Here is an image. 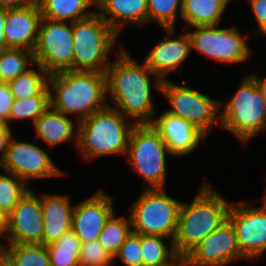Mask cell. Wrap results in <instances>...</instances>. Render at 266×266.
<instances>
[{"label":"cell","mask_w":266,"mask_h":266,"mask_svg":"<svg viewBox=\"0 0 266 266\" xmlns=\"http://www.w3.org/2000/svg\"><path fill=\"white\" fill-rule=\"evenodd\" d=\"M150 76L154 77L150 79ZM106 96L108 106L119 110L135 124L151 123L156 116L151 88L161 91L163 80L143 62L139 64L132 55L119 46L117 56L107 70ZM153 83V84H152Z\"/></svg>","instance_id":"6da1fadb"},{"label":"cell","mask_w":266,"mask_h":266,"mask_svg":"<svg viewBox=\"0 0 266 266\" xmlns=\"http://www.w3.org/2000/svg\"><path fill=\"white\" fill-rule=\"evenodd\" d=\"M50 105L80 123L107 106L105 73L69 70L49 76Z\"/></svg>","instance_id":"7a4b0ae2"},{"label":"cell","mask_w":266,"mask_h":266,"mask_svg":"<svg viewBox=\"0 0 266 266\" xmlns=\"http://www.w3.org/2000/svg\"><path fill=\"white\" fill-rule=\"evenodd\" d=\"M213 190L210 184L202 183L191 202L181 203L173 245L182 260L228 219L231 203Z\"/></svg>","instance_id":"3957f363"},{"label":"cell","mask_w":266,"mask_h":266,"mask_svg":"<svg viewBox=\"0 0 266 266\" xmlns=\"http://www.w3.org/2000/svg\"><path fill=\"white\" fill-rule=\"evenodd\" d=\"M135 123L117 109L106 106L78 125L77 148L85 161L107 155L125 156Z\"/></svg>","instance_id":"277c9868"},{"label":"cell","mask_w":266,"mask_h":266,"mask_svg":"<svg viewBox=\"0 0 266 266\" xmlns=\"http://www.w3.org/2000/svg\"><path fill=\"white\" fill-rule=\"evenodd\" d=\"M220 102V128L232 133L241 143L266 131V103L256 80L246 76L227 103ZM225 104V105H224Z\"/></svg>","instance_id":"5b68a950"},{"label":"cell","mask_w":266,"mask_h":266,"mask_svg":"<svg viewBox=\"0 0 266 266\" xmlns=\"http://www.w3.org/2000/svg\"><path fill=\"white\" fill-rule=\"evenodd\" d=\"M73 70L105 73L118 34L95 12L72 23Z\"/></svg>","instance_id":"8992f818"},{"label":"cell","mask_w":266,"mask_h":266,"mask_svg":"<svg viewBox=\"0 0 266 266\" xmlns=\"http://www.w3.org/2000/svg\"><path fill=\"white\" fill-rule=\"evenodd\" d=\"M181 203L170 197L166 188H144L128 212L132 232L163 236L173 243L178 229Z\"/></svg>","instance_id":"52a82bcc"},{"label":"cell","mask_w":266,"mask_h":266,"mask_svg":"<svg viewBox=\"0 0 266 266\" xmlns=\"http://www.w3.org/2000/svg\"><path fill=\"white\" fill-rule=\"evenodd\" d=\"M166 154L167 145L151 123L134 125L125 159L149 183L145 188H166Z\"/></svg>","instance_id":"ba28073f"},{"label":"cell","mask_w":266,"mask_h":266,"mask_svg":"<svg viewBox=\"0 0 266 266\" xmlns=\"http://www.w3.org/2000/svg\"><path fill=\"white\" fill-rule=\"evenodd\" d=\"M160 93L171 106L166 112L191 122L206 136L210 135L216 123L220 124V102L217 99L169 79L163 80Z\"/></svg>","instance_id":"9c48e42d"},{"label":"cell","mask_w":266,"mask_h":266,"mask_svg":"<svg viewBox=\"0 0 266 266\" xmlns=\"http://www.w3.org/2000/svg\"><path fill=\"white\" fill-rule=\"evenodd\" d=\"M186 33L190 39L191 52L198 51L216 62L243 63L252 55L246 41L248 36L243 37L235 26H195V30Z\"/></svg>","instance_id":"30bf717a"},{"label":"cell","mask_w":266,"mask_h":266,"mask_svg":"<svg viewBox=\"0 0 266 266\" xmlns=\"http://www.w3.org/2000/svg\"><path fill=\"white\" fill-rule=\"evenodd\" d=\"M72 23L41 18L32 51L35 64L50 75L73 70Z\"/></svg>","instance_id":"8fae6325"},{"label":"cell","mask_w":266,"mask_h":266,"mask_svg":"<svg viewBox=\"0 0 266 266\" xmlns=\"http://www.w3.org/2000/svg\"><path fill=\"white\" fill-rule=\"evenodd\" d=\"M0 168L13 173L28 186H30V180L65 175L45 149L29 142H19L14 136L9 141L5 158L0 162Z\"/></svg>","instance_id":"7c38bea8"},{"label":"cell","mask_w":266,"mask_h":266,"mask_svg":"<svg viewBox=\"0 0 266 266\" xmlns=\"http://www.w3.org/2000/svg\"><path fill=\"white\" fill-rule=\"evenodd\" d=\"M228 219L236 232L240 252L255 260L266 251V207H253L249 202L231 203Z\"/></svg>","instance_id":"4fadbf2b"},{"label":"cell","mask_w":266,"mask_h":266,"mask_svg":"<svg viewBox=\"0 0 266 266\" xmlns=\"http://www.w3.org/2000/svg\"><path fill=\"white\" fill-rule=\"evenodd\" d=\"M245 260L233 224L227 219L205 237L182 261L184 266H227Z\"/></svg>","instance_id":"5bb4252c"},{"label":"cell","mask_w":266,"mask_h":266,"mask_svg":"<svg viewBox=\"0 0 266 266\" xmlns=\"http://www.w3.org/2000/svg\"><path fill=\"white\" fill-rule=\"evenodd\" d=\"M43 216L39 196L30 189L7 217L5 244H43Z\"/></svg>","instance_id":"9a60e30c"},{"label":"cell","mask_w":266,"mask_h":266,"mask_svg":"<svg viewBox=\"0 0 266 266\" xmlns=\"http://www.w3.org/2000/svg\"><path fill=\"white\" fill-rule=\"evenodd\" d=\"M113 198L100 190L72 209L71 230L81 243L98 239L105 222L114 213Z\"/></svg>","instance_id":"2e32d148"},{"label":"cell","mask_w":266,"mask_h":266,"mask_svg":"<svg viewBox=\"0 0 266 266\" xmlns=\"http://www.w3.org/2000/svg\"><path fill=\"white\" fill-rule=\"evenodd\" d=\"M151 124L166 143L172 156H188L198 149L201 141H205L207 137L191 122L166 111L162 112L158 118L154 117Z\"/></svg>","instance_id":"e0dca14e"},{"label":"cell","mask_w":266,"mask_h":266,"mask_svg":"<svg viewBox=\"0 0 266 266\" xmlns=\"http://www.w3.org/2000/svg\"><path fill=\"white\" fill-rule=\"evenodd\" d=\"M164 31L168 37L159 40L143 61L162 80H166L172 71L179 70L178 75H180V65L191 53L190 39L187 33L176 36L174 35L175 29L168 28ZM172 36L176 37L173 38Z\"/></svg>","instance_id":"ac0fdd59"},{"label":"cell","mask_w":266,"mask_h":266,"mask_svg":"<svg viewBox=\"0 0 266 266\" xmlns=\"http://www.w3.org/2000/svg\"><path fill=\"white\" fill-rule=\"evenodd\" d=\"M39 4L36 2L21 8L6 9L4 37L7 48L33 51L41 21Z\"/></svg>","instance_id":"d6986e66"},{"label":"cell","mask_w":266,"mask_h":266,"mask_svg":"<svg viewBox=\"0 0 266 266\" xmlns=\"http://www.w3.org/2000/svg\"><path fill=\"white\" fill-rule=\"evenodd\" d=\"M43 245L47 246L71 230L72 209L69 195L41 193Z\"/></svg>","instance_id":"ffe728a7"},{"label":"cell","mask_w":266,"mask_h":266,"mask_svg":"<svg viewBox=\"0 0 266 266\" xmlns=\"http://www.w3.org/2000/svg\"><path fill=\"white\" fill-rule=\"evenodd\" d=\"M95 10L118 35L127 25L147 24V0H97Z\"/></svg>","instance_id":"44dd1931"},{"label":"cell","mask_w":266,"mask_h":266,"mask_svg":"<svg viewBox=\"0 0 266 266\" xmlns=\"http://www.w3.org/2000/svg\"><path fill=\"white\" fill-rule=\"evenodd\" d=\"M78 125L75 119L69 118L51 105L33 123L35 136L51 147L70 140H74L77 145Z\"/></svg>","instance_id":"7402d4cb"},{"label":"cell","mask_w":266,"mask_h":266,"mask_svg":"<svg viewBox=\"0 0 266 266\" xmlns=\"http://www.w3.org/2000/svg\"><path fill=\"white\" fill-rule=\"evenodd\" d=\"M41 17L53 20L73 23L92 16L89 8H96L94 0H37ZM91 6V7H90Z\"/></svg>","instance_id":"603a6c76"},{"label":"cell","mask_w":266,"mask_h":266,"mask_svg":"<svg viewBox=\"0 0 266 266\" xmlns=\"http://www.w3.org/2000/svg\"><path fill=\"white\" fill-rule=\"evenodd\" d=\"M228 0H182L181 18L192 27L219 24Z\"/></svg>","instance_id":"cb8c5ba5"},{"label":"cell","mask_w":266,"mask_h":266,"mask_svg":"<svg viewBox=\"0 0 266 266\" xmlns=\"http://www.w3.org/2000/svg\"><path fill=\"white\" fill-rule=\"evenodd\" d=\"M1 257L9 266H50L43 244H3Z\"/></svg>","instance_id":"d4e9b609"},{"label":"cell","mask_w":266,"mask_h":266,"mask_svg":"<svg viewBox=\"0 0 266 266\" xmlns=\"http://www.w3.org/2000/svg\"><path fill=\"white\" fill-rule=\"evenodd\" d=\"M168 239L159 235L141 234V254L143 266H176L182 259L177 255L173 243L166 245Z\"/></svg>","instance_id":"484cf974"},{"label":"cell","mask_w":266,"mask_h":266,"mask_svg":"<svg viewBox=\"0 0 266 266\" xmlns=\"http://www.w3.org/2000/svg\"><path fill=\"white\" fill-rule=\"evenodd\" d=\"M39 71L34 68L7 82L14 99H26L40 95L49 86L50 74L39 64H35Z\"/></svg>","instance_id":"4316f807"},{"label":"cell","mask_w":266,"mask_h":266,"mask_svg":"<svg viewBox=\"0 0 266 266\" xmlns=\"http://www.w3.org/2000/svg\"><path fill=\"white\" fill-rule=\"evenodd\" d=\"M80 250L81 241L70 230L54 243L47 245L50 266H80Z\"/></svg>","instance_id":"83f0119b"},{"label":"cell","mask_w":266,"mask_h":266,"mask_svg":"<svg viewBox=\"0 0 266 266\" xmlns=\"http://www.w3.org/2000/svg\"><path fill=\"white\" fill-rule=\"evenodd\" d=\"M35 65L33 53L19 48L0 51V82H9Z\"/></svg>","instance_id":"f1b7e54d"},{"label":"cell","mask_w":266,"mask_h":266,"mask_svg":"<svg viewBox=\"0 0 266 266\" xmlns=\"http://www.w3.org/2000/svg\"><path fill=\"white\" fill-rule=\"evenodd\" d=\"M132 232L130 218L116 217L115 212L109 217L102 228L98 241L114 257L126 237Z\"/></svg>","instance_id":"f546056e"},{"label":"cell","mask_w":266,"mask_h":266,"mask_svg":"<svg viewBox=\"0 0 266 266\" xmlns=\"http://www.w3.org/2000/svg\"><path fill=\"white\" fill-rule=\"evenodd\" d=\"M50 106L49 86L38 96H32L26 99H14L9 118L6 123L21 119H30L32 124L44 113Z\"/></svg>","instance_id":"4dcf8cb0"},{"label":"cell","mask_w":266,"mask_h":266,"mask_svg":"<svg viewBox=\"0 0 266 266\" xmlns=\"http://www.w3.org/2000/svg\"><path fill=\"white\" fill-rule=\"evenodd\" d=\"M5 172L7 175L0 173V210L8 217L31 187L13 173Z\"/></svg>","instance_id":"1f68e13d"},{"label":"cell","mask_w":266,"mask_h":266,"mask_svg":"<svg viewBox=\"0 0 266 266\" xmlns=\"http://www.w3.org/2000/svg\"><path fill=\"white\" fill-rule=\"evenodd\" d=\"M147 6V23L175 29L177 15L181 18L182 0H147Z\"/></svg>","instance_id":"d6a6232c"},{"label":"cell","mask_w":266,"mask_h":266,"mask_svg":"<svg viewBox=\"0 0 266 266\" xmlns=\"http://www.w3.org/2000/svg\"><path fill=\"white\" fill-rule=\"evenodd\" d=\"M113 256L100 244L98 239L81 243L80 266H112Z\"/></svg>","instance_id":"836d02e7"},{"label":"cell","mask_w":266,"mask_h":266,"mask_svg":"<svg viewBox=\"0 0 266 266\" xmlns=\"http://www.w3.org/2000/svg\"><path fill=\"white\" fill-rule=\"evenodd\" d=\"M141 250V234L131 232L114 255L113 261L119 258L125 266H143Z\"/></svg>","instance_id":"e575fe53"},{"label":"cell","mask_w":266,"mask_h":266,"mask_svg":"<svg viewBox=\"0 0 266 266\" xmlns=\"http://www.w3.org/2000/svg\"><path fill=\"white\" fill-rule=\"evenodd\" d=\"M14 98L6 82H0V121L6 122L13 104Z\"/></svg>","instance_id":"d590c367"},{"label":"cell","mask_w":266,"mask_h":266,"mask_svg":"<svg viewBox=\"0 0 266 266\" xmlns=\"http://www.w3.org/2000/svg\"><path fill=\"white\" fill-rule=\"evenodd\" d=\"M251 11L256 20L257 32H262L266 28V0H248Z\"/></svg>","instance_id":"8d00e7d4"},{"label":"cell","mask_w":266,"mask_h":266,"mask_svg":"<svg viewBox=\"0 0 266 266\" xmlns=\"http://www.w3.org/2000/svg\"><path fill=\"white\" fill-rule=\"evenodd\" d=\"M12 134L13 133L10 126L4 121H0V162H2V160L5 158L9 141L12 138Z\"/></svg>","instance_id":"74e56055"},{"label":"cell","mask_w":266,"mask_h":266,"mask_svg":"<svg viewBox=\"0 0 266 266\" xmlns=\"http://www.w3.org/2000/svg\"><path fill=\"white\" fill-rule=\"evenodd\" d=\"M37 0H0V8L12 9L29 6Z\"/></svg>","instance_id":"f35d334b"},{"label":"cell","mask_w":266,"mask_h":266,"mask_svg":"<svg viewBox=\"0 0 266 266\" xmlns=\"http://www.w3.org/2000/svg\"><path fill=\"white\" fill-rule=\"evenodd\" d=\"M6 21V8H0V51L7 49L4 37V26Z\"/></svg>","instance_id":"ab89813d"},{"label":"cell","mask_w":266,"mask_h":266,"mask_svg":"<svg viewBox=\"0 0 266 266\" xmlns=\"http://www.w3.org/2000/svg\"><path fill=\"white\" fill-rule=\"evenodd\" d=\"M257 82L259 89L262 91L266 103V76L264 78L258 77L257 74L251 75Z\"/></svg>","instance_id":"60d3db41"},{"label":"cell","mask_w":266,"mask_h":266,"mask_svg":"<svg viewBox=\"0 0 266 266\" xmlns=\"http://www.w3.org/2000/svg\"><path fill=\"white\" fill-rule=\"evenodd\" d=\"M7 227V217L0 210V236H3Z\"/></svg>","instance_id":"b9f144b4"},{"label":"cell","mask_w":266,"mask_h":266,"mask_svg":"<svg viewBox=\"0 0 266 266\" xmlns=\"http://www.w3.org/2000/svg\"><path fill=\"white\" fill-rule=\"evenodd\" d=\"M261 201H262L263 205L266 207V190L264 192V196L261 198Z\"/></svg>","instance_id":"7bdbcfd3"},{"label":"cell","mask_w":266,"mask_h":266,"mask_svg":"<svg viewBox=\"0 0 266 266\" xmlns=\"http://www.w3.org/2000/svg\"><path fill=\"white\" fill-rule=\"evenodd\" d=\"M0 266H9L2 257L0 258Z\"/></svg>","instance_id":"ee69618b"},{"label":"cell","mask_w":266,"mask_h":266,"mask_svg":"<svg viewBox=\"0 0 266 266\" xmlns=\"http://www.w3.org/2000/svg\"><path fill=\"white\" fill-rule=\"evenodd\" d=\"M176 266H184L183 261L181 260Z\"/></svg>","instance_id":"f6af8a7d"},{"label":"cell","mask_w":266,"mask_h":266,"mask_svg":"<svg viewBox=\"0 0 266 266\" xmlns=\"http://www.w3.org/2000/svg\"><path fill=\"white\" fill-rule=\"evenodd\" d=\"M261 34H264L266 36V28L261 32Z\"/></svg>","instance_id":"bcb514c9"},{"label":"cell","mask_w":266,"mask_h":266,"mask_svg":"<svg viewBox=\"0 0 266 266\" xmlns=\"http://www.w3.org/2000/svg\"><path fill=\"white\" fill-rule=\"evenodd\" d=\"M1 252H2V245H1V242H0V258H1Z\"/></svg>","instance_id":"7dc6e473"}]
</instances>
